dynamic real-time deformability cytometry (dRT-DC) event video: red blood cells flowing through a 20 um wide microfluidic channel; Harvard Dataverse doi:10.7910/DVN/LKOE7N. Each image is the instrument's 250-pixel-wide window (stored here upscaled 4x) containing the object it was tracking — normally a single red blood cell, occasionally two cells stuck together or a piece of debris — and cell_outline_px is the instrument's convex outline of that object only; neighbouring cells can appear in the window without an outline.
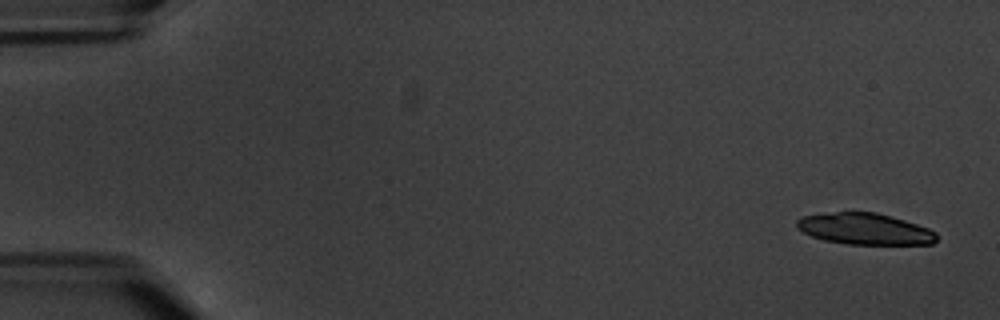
{"species": "common noctule bat (a hibernating species)", "species_latin": "Nyctalus noctula", "temperature_condition": "warm", "stored_images_in_passage": 5, "camera_frame_rate_fps": 3000, "um_per_image_px": 0.085, "animal": {"sex": "male", "body_mass_g": 20.1, "forearm_length_mm": 53.5}, "frame": {"image": 1, "passage_image": 1, "time_ms": 0.0, "image_size_px": [1000, 320], "cell_outline_px": [[936, 240], [932, 244], [848, 244], [824, 240], [812, 236], [796, 228], [796, 220], [804, 216], [836, 212], [876, 212], [904, 220], [928, 228], [936, 232]], "centroid_in_image_um": [73.5, 19.46], "position_along_channel_um": 11.5, "area_um2": 25.32}}